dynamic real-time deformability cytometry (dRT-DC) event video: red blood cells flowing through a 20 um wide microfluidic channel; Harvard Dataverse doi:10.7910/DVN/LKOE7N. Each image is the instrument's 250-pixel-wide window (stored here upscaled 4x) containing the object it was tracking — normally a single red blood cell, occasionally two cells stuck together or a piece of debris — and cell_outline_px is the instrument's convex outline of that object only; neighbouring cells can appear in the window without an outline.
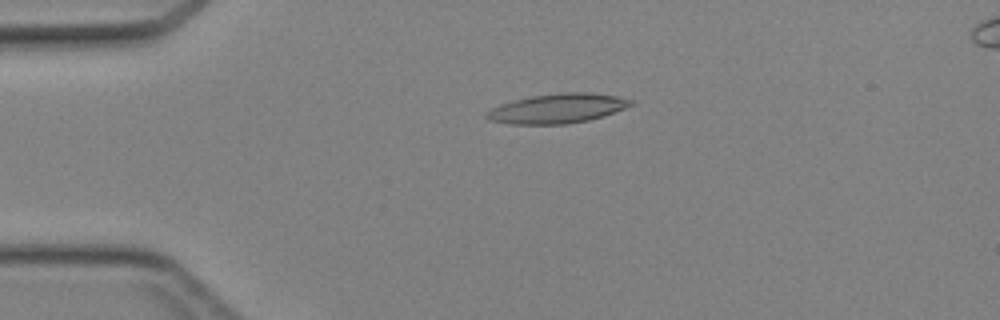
{"species": "Egyptian fruit bat (a non-hibernating species)", "species_latin": "Rousettus aegyptiacus", "temperature_condition": "cold", "stored_images_in_passage": 31, "camera_frame_rate_fps": 3000, "um_per_image_px": 0.085, "animal": {"sex": "female"}, "frame": {"image": 1, "passage_image": 2, "time_ms": 0.333, "image_size_px": [1000, 320], "cell_outline_px": [[632, 104], [624, 108], [604, 116], [588, 120], [564, 124], [512, 124], [488, 120], [484, 116], [492, 108], [500, 104], [512, 100], [532, 96], [564, 92], [588, 92], [616, 96], [632, 100]], "centroid_in_image_um": [47.35, 9.22], "position_along_channel_um": 37.6, "area_um2": 24.62}}
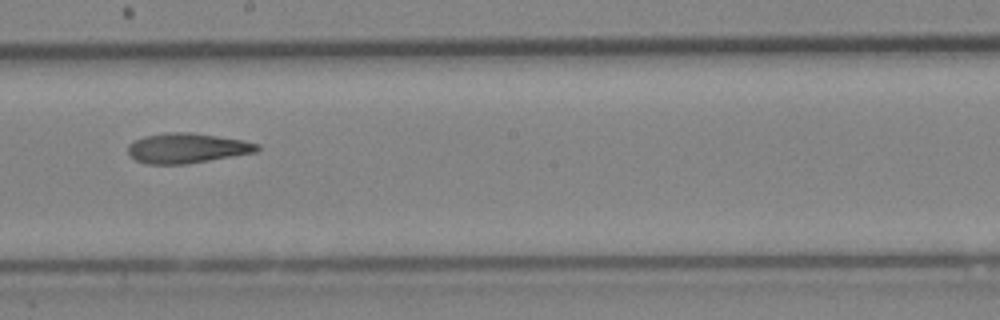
{"frame": {"image": 2, "passage_image": 17, "time_ms": 5.333, "image_size_px": [1000, 320], "cell_outline_px": [[260, 148], [256, 152], [184, 164], [144, 164], [136, 160], [128, 152], [128, 144], [144, 136], [164, 132], [192, 132], [244, 140], [260, 144]], "centroid_in_image_um": [15.89, 12.58], "position_along_channel_um": 232.3, "area_um2": 22.54}}
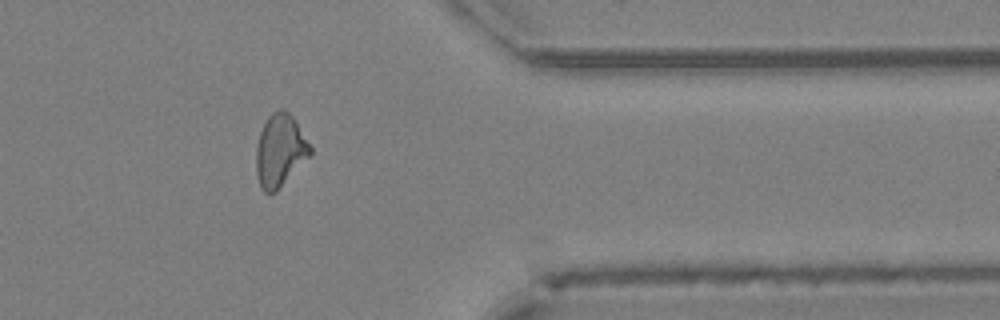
{"frame": {"image": 3, "passage_image": 28, "time_ms": 9.0, "image_size_px": [1000, 320], "cell_outline_px": [[312, 156], [276, 192], [264, 192], [260, 188], [256, 176], [256, 148], [260, 132], [268, 116], [272, 112], [280, 108], [284, 108], [292, 116], [312, 148]], "centroid_in_image_um": [23.81, 12.82], "position_along_channel_um": 387.6, "area_um2": 23.12}}